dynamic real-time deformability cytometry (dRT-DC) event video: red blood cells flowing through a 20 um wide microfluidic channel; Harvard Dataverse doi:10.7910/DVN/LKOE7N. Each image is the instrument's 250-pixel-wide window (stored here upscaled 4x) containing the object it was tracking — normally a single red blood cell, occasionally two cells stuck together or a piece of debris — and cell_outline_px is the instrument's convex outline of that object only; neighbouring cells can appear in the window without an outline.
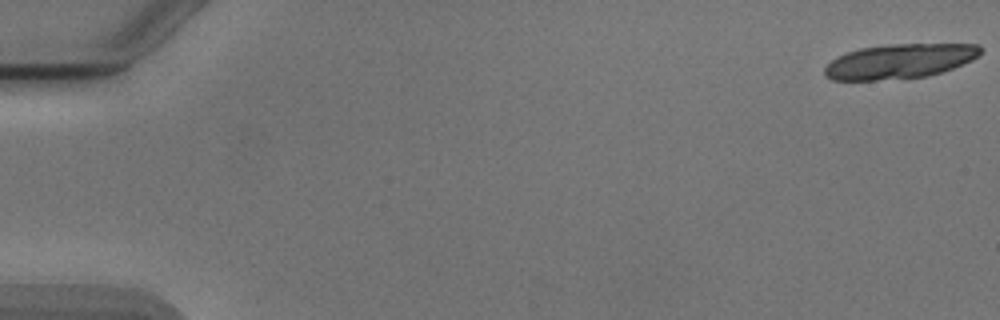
{"species": "Egyptian fruit bat (a non-hibernating species)", "species_latin": "Rousettus aegyptiacus", "temperature_condition": "cold", "stored_images_in_passage": 20, "camera_frame_rate_fps": 3000, "um_per_image_px": 0.085, "animal": {"sex": "male"}, "frame": {"image": 1, "passage_image": 1, "time_ms": 0.0, "image_size_px": [1000, 320], "cell_outline_px": [[984, 48], [972, 60], [952, 68], [928, 76], [876, 80], [832, 80], [824, 76], [824, 68], [832, 60], [848, 52], [860, 48], [888, 44], [980, 44]], "centroid_in_image_um": [76.46, 5.2], "position_along_channel_um": 8.5, "area_um2": 31.27}}